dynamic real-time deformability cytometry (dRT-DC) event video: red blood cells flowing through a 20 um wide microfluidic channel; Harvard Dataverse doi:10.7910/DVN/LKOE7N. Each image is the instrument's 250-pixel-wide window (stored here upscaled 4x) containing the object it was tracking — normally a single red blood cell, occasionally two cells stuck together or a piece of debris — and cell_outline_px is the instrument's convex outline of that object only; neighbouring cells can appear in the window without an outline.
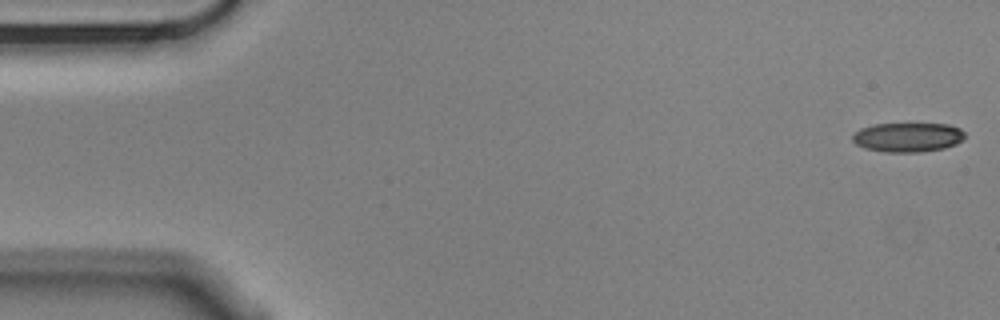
{"species": "Egyptian fruit bat (a non-hibernating species)", "species_latin": "Rousettus aegyptiacus", "temperature_condition": "cold", "stored_images_in_passage": 49, "camera_frame_rate_fps": 3000, "um_per_image_px": 0.085, "animal": {"sex": "male"}, "frame": {"image": 1, "passage_image": 1, "time_ms": 0.0, "image_size_px": [1000, 320], "cell_outline_px": [[964, 140], [956, 144], [944, 148], [920, 152], [884, 152], [864, 148], [856, 144], [852, 140], [852, 136], [860, 128], [876, 124], [948, 124], [960, 128], [964, 132]], "centroid_in_image_um": [77.17, 11.67], "position_along_channel_um": 7.8, "area_um2": 19.25}}
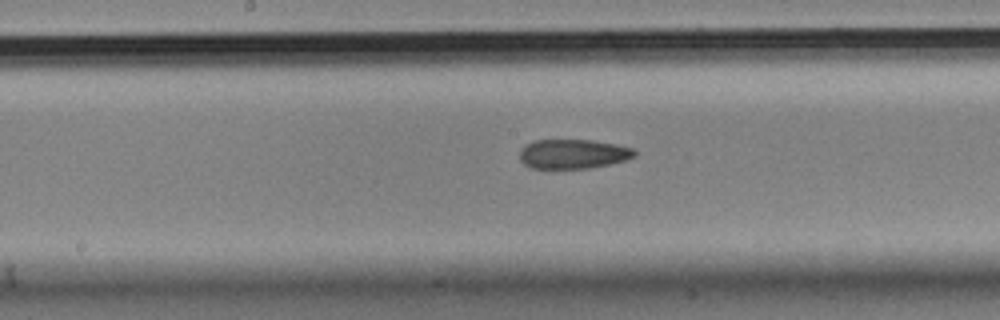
{"frame": {"image": 2, "passage_image": 28, "time_ms": 9.0, "image_size_px": [1000, 320], "cell_outline_px": [[636, 156], [624, 160], [608, 164], [588, 168], [532, 168], [524, 164], [520, 160], [520, 152], [524, 144], [532, 140], [592, 140], [616, 144], [632, 148], [636, 152]], "centroid_in_image_um": [48.68, 13.07], "position_along_channel_um": 199.5, "area_um2": 19.65}}
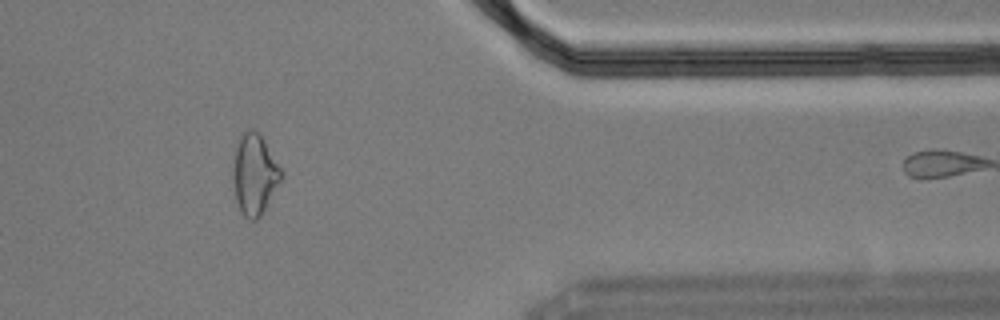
{"frame": {"image": 3, "passage_image": 46, "time_ms": 15.0, "image_size_px": [1000, 320], "cell_outline_px": [[284, 172], [280, 180], [260, 216], [256, 220], [248, 220], [244, 216], [236, 200], [232, 176], [232, 168], [236, 148], [240, 136], [248, 128], [252, 128], [260, 132]], "centroid_in_image_um": [21.63, 14.77], "position_along_channel_um": 389.8, "area_um2": 22.6}, "authors_computed_cell_mechanics": {"area_um2": 20.519, "velocity_mm_per_s": 3.5408, "shape_relaxation_time_tau1_ms": null, "shape_relaxation_time_tau2_ms": 4.408, "deformation_change_tau1": null, "deformation_change_tau2": 0.1197}}